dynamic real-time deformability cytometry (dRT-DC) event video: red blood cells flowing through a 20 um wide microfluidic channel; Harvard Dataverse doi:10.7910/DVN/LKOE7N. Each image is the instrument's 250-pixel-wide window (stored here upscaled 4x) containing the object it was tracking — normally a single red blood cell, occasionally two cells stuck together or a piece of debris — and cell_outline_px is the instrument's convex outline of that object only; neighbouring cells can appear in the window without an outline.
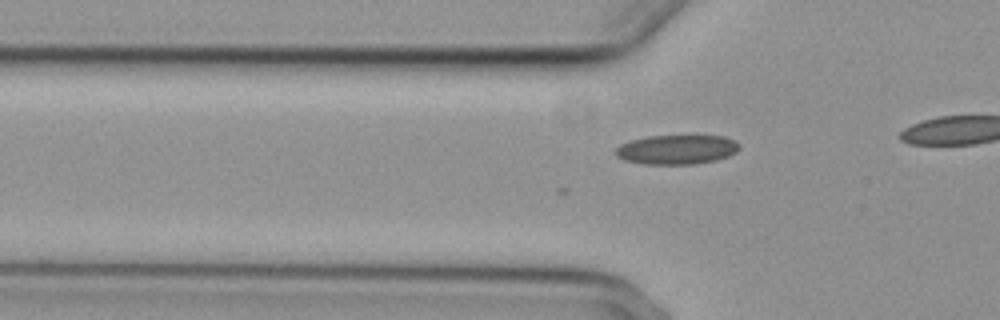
{"species": "common noctule bat (a hibernating species)", "species_latin": "Nyctalus noctula", "temperature_condition": "cold", "stored_images_in_passage": 11, "camera_frame_rate_fps": 3000, "um_per_image_px": 0.085, "animal": {"sex": "female", "body_mass_g": 29.2, "forearm_length_mm": 56.3}, "frame": {"image": 1, "passage_image": 5, "time_ms": 1.333, "image_size_px": [1000, 320], "cell_outline_px": [[740, 148], [736, 152], [728, 156], [716, 160], [692, 164], [644, 164], [624, 160], [616, 156], [616, 148], [620, 144], [632, 140], [648, 136], [724, 136], [740, 144]], "centroid_in_image_um": [57.52, 12.71], "position_along_channel_um": 68.3, "area_um2": 21.1}}